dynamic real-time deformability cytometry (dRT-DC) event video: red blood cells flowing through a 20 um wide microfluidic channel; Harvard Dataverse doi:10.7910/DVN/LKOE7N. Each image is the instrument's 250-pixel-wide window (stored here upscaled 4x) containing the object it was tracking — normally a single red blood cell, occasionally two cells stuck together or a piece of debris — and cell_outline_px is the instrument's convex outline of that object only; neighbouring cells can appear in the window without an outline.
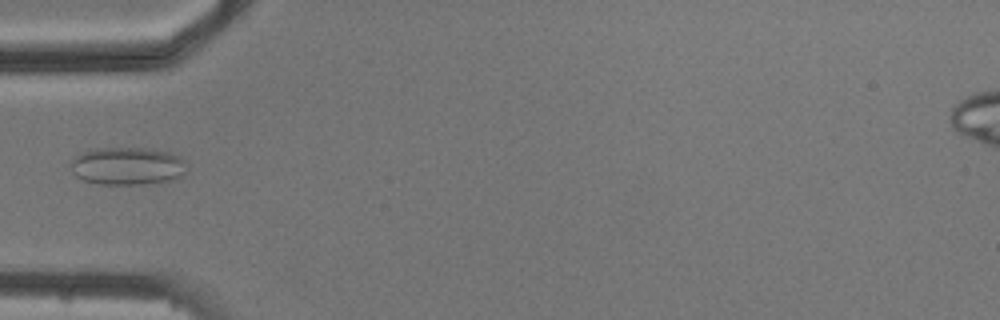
{"species": "common noctule bat (a hibernating species)", "species_latin": "Nyctalus noctula", "temperature_condition": "cold", "stored_images_in_passage": 2, "camera_frame_rate_fps": 3000, "um_per_image_px": 0.085, "animal": {"sex": "male", "body_mass_g": 20.5, "forearm_length_mm": 52.5}, "frame": {"image": 1, "passage_image": 2, "time_ms": 1.0, "image_size_px": [1000, 320], "cell_outline_px": [[184, 176], [176, 180], [156, 184], [96, 184], [84, 180], [76, 176], [72, 172], [68, 164], [76, 156], [92, 148], [144, 148], [168, 152], [180, 156], [184, 160]], "centroid_in_image_um": [10.83, 14.13], "position_along_channel_um": 74.2, "area_um2": 25.95}}